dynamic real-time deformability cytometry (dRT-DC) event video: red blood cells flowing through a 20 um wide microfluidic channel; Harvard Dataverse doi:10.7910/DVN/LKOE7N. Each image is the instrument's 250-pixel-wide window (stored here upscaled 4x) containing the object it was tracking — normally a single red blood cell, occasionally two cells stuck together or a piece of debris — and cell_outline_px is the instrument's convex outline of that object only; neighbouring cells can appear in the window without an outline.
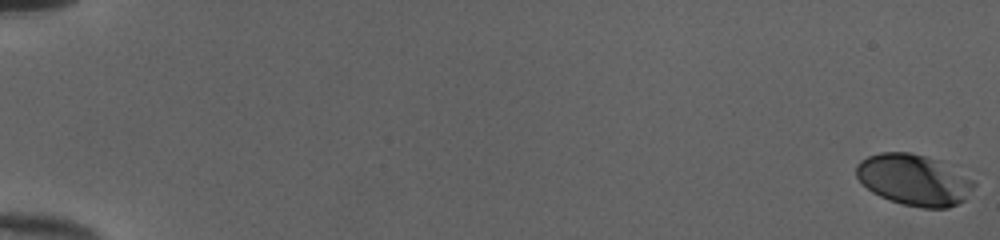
{"species": "human", "species_latin": "Homo sapiens", "temperature_condition": "cold", "stored_images_in_passage": 54, "camera_frame_rate_fps": 3000, "um_per_image_px": 0.085, "donor": {"sex": "female"}, "frame": {"image": 1, "passage_image": 1, "time_ms": 0.0, "image_size_px": [1000, 240], "cell_outline_px": [[976, 184], [964, 200], [948, 208], [924, 208], [904, 204], [888, 200], [872, 192], [856, 176], [856, 164], [860, 160], [868, 156], [880, 152], [908, 152], [940, 160], [972, 180]], "centroid_in_image_um": [77.66, 15.28], "position_along_channel_um": 7.3, "area_um2": 34.8}}
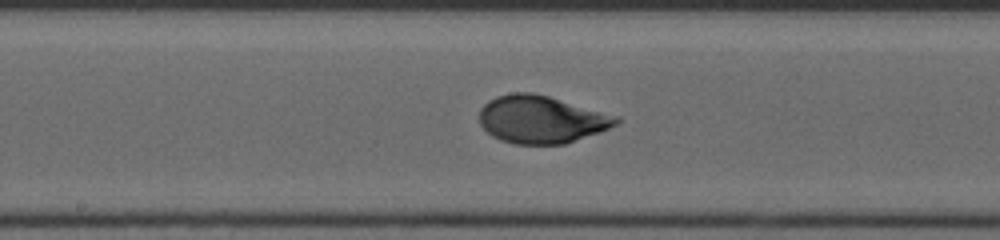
{"frame": {"image": 2, "passage_image": 31, "time_ms": 10.0, "image_size_px": [1000, 240], "cell_outline_px": [[620, 120], [616, 124], [600, 132], [564, 144], [516, 144], [500, 140], [492, 136], [480, 124], [480, 108], [488, 100], [496, 96], [512, 92], [532, 92], [548, 96], [620, 116]], "centroid_in_image_um": [46.0, 10.14], "position_along_channel_um": 202.2, "area_um2": 37.97}}
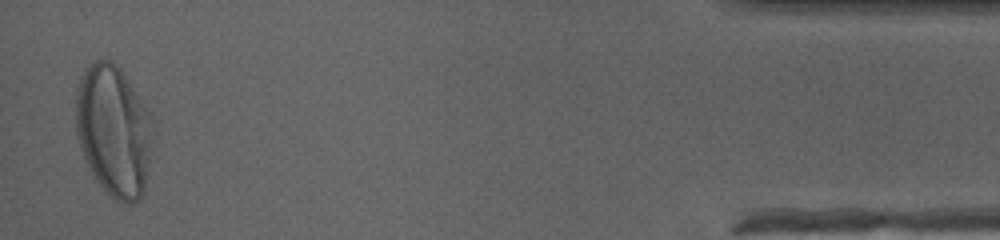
{"frame": {"image": 3, "passage_image": 53, "time_ms": 17.333, "image_size_px": [1000, 240], "cell_outline_px": [[148, 116], [144, 192], [132, 204], [120, 204], [96, 180], [80, 148], [76, 136], [76, 88], [80, 76], [84, 68], [96, 60], [112, 60], [120, 68], [148, 112]], "centroid_in_image_um": [9.54, 11.06], "position_along_channel_um": 425.7, "area_um2": 56.82}, "authors_computed_cell_mechanics": {"area_um2": 36.9053, "velocity_mm_per_s": 4.0118, "shape_relaxation_time_tau1_ms": 3.2898, "shape_relaxation_time_tau2_ms": null, "deformation_change_tau1": 0.1992, "deformation_change_tau2": null}}